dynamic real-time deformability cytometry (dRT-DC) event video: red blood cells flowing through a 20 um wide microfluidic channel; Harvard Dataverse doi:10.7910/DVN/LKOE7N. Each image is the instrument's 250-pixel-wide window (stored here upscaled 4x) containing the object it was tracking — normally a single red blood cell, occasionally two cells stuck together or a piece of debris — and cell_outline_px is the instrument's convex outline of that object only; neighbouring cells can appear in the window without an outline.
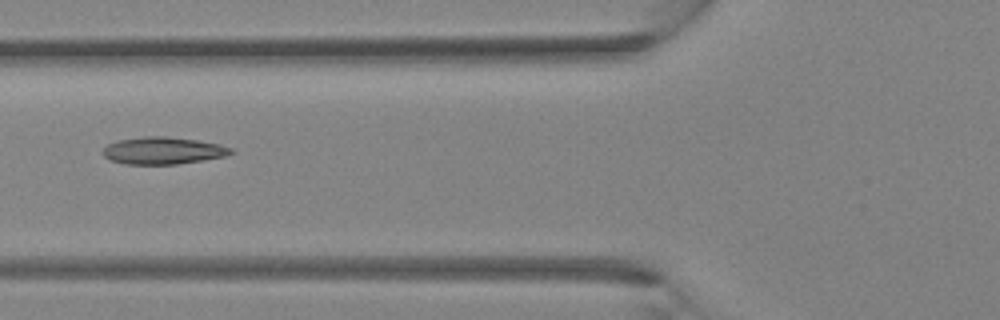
{"species": "Egyptian fruit bat (a non-hibernating species)", "species_latin": "Rousettus aegyptiacus", "temperature_condition": "room temperature", "stored_images_in_passage": 2, "camera_frame_rate_fps": 3000, "um_per_image_px": 0.085, "animal": {"sex": "female"}, "frame": {"image": 1, "passage_image": 2, "time_ms": 1.0, "image_size_px": [1000, 320], "cell_outline_px": [[236, 152], [224, 156], [204, 160], [176, 164], [124, 164], [108, 160], [104, 156], [104, 148], [108, 144], [120, 140], [144, 136], [164, 136], [196, 140], [220, 144], [232, 148]], "centroid_in_image_um": [13.87, 12.81], "position_along_channel_um": 111.9, "area_um2": 20.23}}